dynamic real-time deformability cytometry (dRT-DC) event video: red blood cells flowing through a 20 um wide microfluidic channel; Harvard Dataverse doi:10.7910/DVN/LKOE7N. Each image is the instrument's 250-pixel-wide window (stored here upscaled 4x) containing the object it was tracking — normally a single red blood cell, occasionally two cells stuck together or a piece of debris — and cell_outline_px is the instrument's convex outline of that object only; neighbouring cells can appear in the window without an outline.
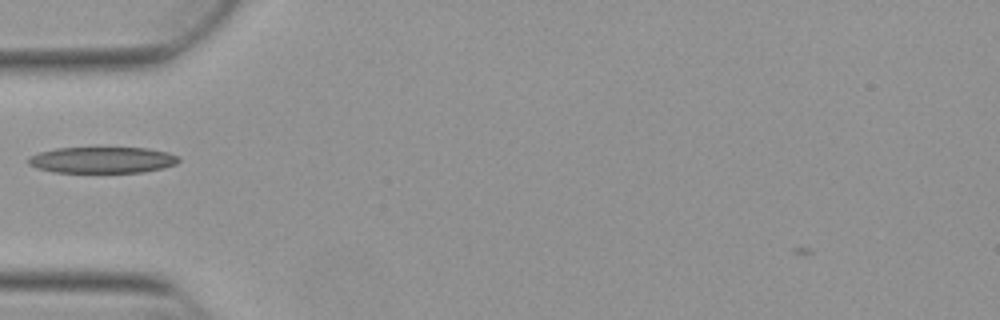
{"species": "Egyptian fruit bat (a non-hibernating species)", "species_latin": "Rousettus aegyptiacus", "temperature_condition": "warm", "stored_images_in_passage": 6, "camera_frame_rate_fps": 3000, "um_per_image_px": 0.085, "animal": {"sex": "female"}, "frame": {"image": 1, "passage_image": 1, "time_ms": 0.0, "image_size_px": [1000, 320], "cell_outline_px": [[180, 160], [176, 164], [164, 168], [144, 172], [52, 172], [36, 168], [28, 164], [28, 156], [40, 152], [56, 148], [148, 148], [168, 152], [180, 156]], "centroid_in_image_um": [8.71, 13.6], "position_along_channel_um": 76.3, "area_um2": 23.12}}
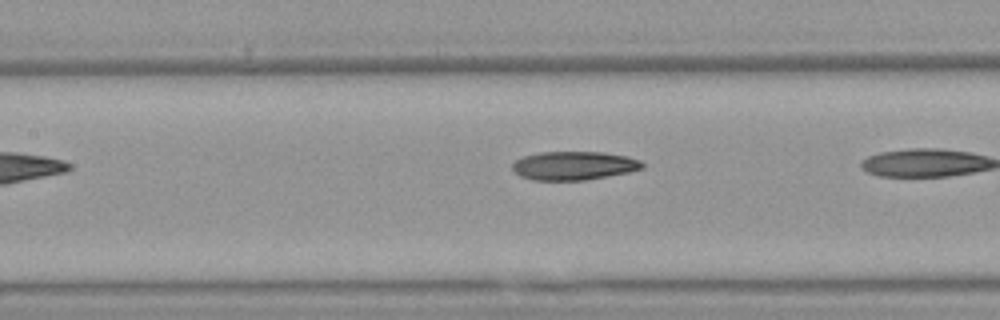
{"frame": {"image": 2, "passage_image": 5, "time_ms": 1.333, "image_size_px": [1000, 320], "cell_outline_px": [[644, 168], [628, 172], [584, 180], [532, 180], [520, 176], [512, 168], [512, 164], [516, 160], [524, 156], [540, 152], [604, 152], [628, 156], [640, 160], [644, 164]], "centroid_in_image_um": [48.79, 14.07], "position_along_channel_um": 158.6, "area_um2": 21.62}}